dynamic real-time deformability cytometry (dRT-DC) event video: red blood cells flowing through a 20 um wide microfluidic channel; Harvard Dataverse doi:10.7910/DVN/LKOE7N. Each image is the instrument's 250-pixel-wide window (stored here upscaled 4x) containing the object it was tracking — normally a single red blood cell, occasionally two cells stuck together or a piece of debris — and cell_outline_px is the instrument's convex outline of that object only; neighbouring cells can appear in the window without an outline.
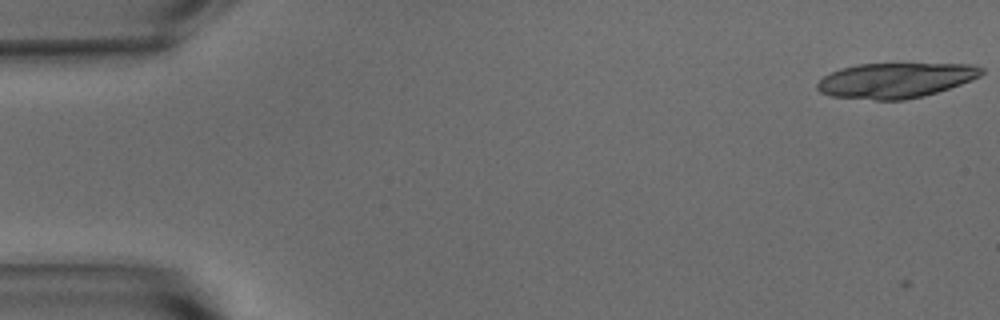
{"species": "common noctule bat (a hibernating species)", "species_latin": "Nyctalus noctula", "temperature_condition": "warm", "stored_images_in_passage": 11, "camera_frame_rate_fps": 3000, "um_per_image_px": 0.085, "animal": {"sex": "male", "body_mass_g": 15.6}, "frame": {"image": 1, "passage_image": 1, "time_ms": 0.0, "image_size_px": [1000, 320], "cell_outline_px": [[984, 72], [980, 76], [972, 80], [924, 96], [904, 100], [876, 100], [832, 96], [820, 92], [816, 88], [816, 84], [824, 76], [840, 68], [856, 64], [972, 64], [984, 68]], "centroid_in_image_um": [76.12, 6.82], "position_along_channel_um": 8.9, "area_um2": 33.52}}